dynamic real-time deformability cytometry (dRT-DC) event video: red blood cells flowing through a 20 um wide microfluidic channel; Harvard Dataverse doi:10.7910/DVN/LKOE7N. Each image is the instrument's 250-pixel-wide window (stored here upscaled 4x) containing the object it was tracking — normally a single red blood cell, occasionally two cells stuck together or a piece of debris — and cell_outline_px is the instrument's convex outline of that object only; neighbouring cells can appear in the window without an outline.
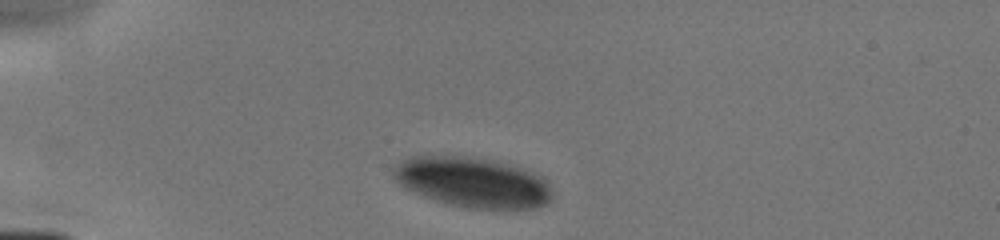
{"species": "human", "species_latin": "Homo sapiens", "temperature_condition": "cold", "stored_images_in_passage": 2, "camera_frame_rate_fps": 3000, "um_per_image_px": 0.085, "donor": {"sex": "male"}, "frame": {"image": 1, "passage_image": 1, "time_ms": 0.0, "image_size_px": [1000, 240], "cell_outline_px": [[552, 196], [544, 204], [536, 208], [468, 208], [448, 204], [412, 192], [404, 188], [392, 176], [392, 168], [404, 160], [412, 156], [460, 156], [492, 160], [508, 164], [544, 176], [548, 180], [552, 192]], "centroid_in_image_um": [40.17, 15.49], "position_along_channel_um": 44.8, "area_um2": 46.24}}